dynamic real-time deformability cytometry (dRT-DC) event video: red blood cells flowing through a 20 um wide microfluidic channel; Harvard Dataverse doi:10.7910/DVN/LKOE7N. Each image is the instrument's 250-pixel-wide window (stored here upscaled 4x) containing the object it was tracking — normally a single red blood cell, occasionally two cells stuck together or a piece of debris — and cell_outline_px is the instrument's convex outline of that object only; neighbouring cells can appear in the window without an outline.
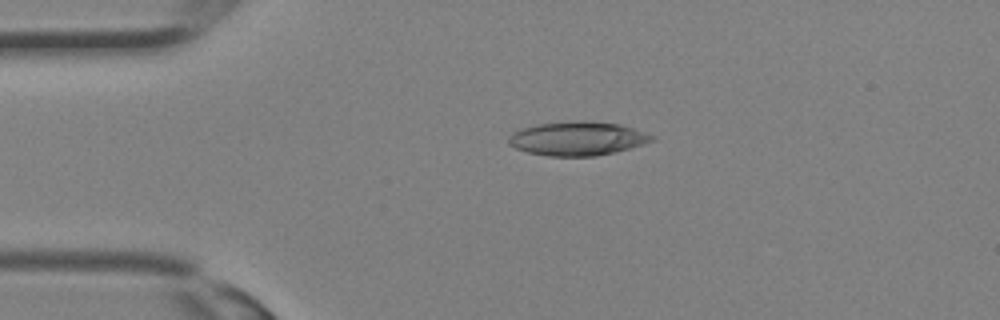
{"species": "Egyptian fruit bat (a non-hibernating species)", "species_latin": "Rousettus aegyptiacus", "temperature_condition": "room temperature", "stored_images_in_passage": 8, "camera_frame_rate_fps": 3000, "um_per_image_px": 0.085, "animal": {"sex": "female"}, "frame": {"image": 1, "passage_image": 1, "time_ms": 0.0, "image_size_px": [1000, 320], "cell_outline_px": [[656, 140], [644, 144], [616, 152], [596, 156], [548, 156], [528, 152], [516, 148], [508, 144], [508, 136], [512, 132], [520, 128], [536, 124], [572, 120], [584, 120], [620, 124], [656, 136]], "centroid_in_image_um": [49.08, 11.76], "position_along_channel_um": 35.9, "area_um2": 28.67}}
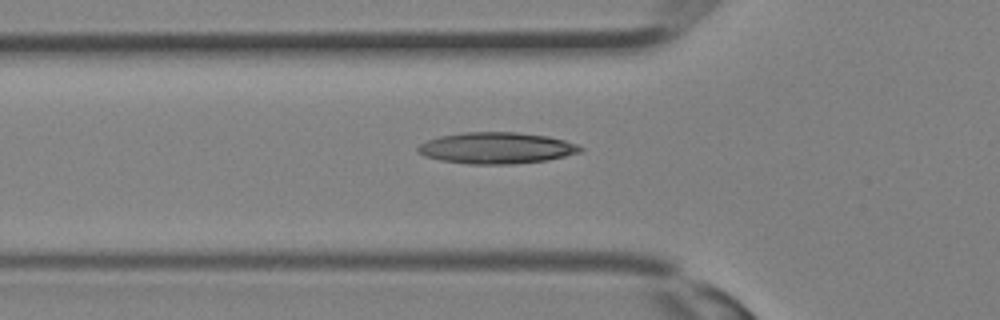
{"frame": {"image": 2, "passage_image": 5, "time_ms": 1.333, "image_size_px": [1000, 320], "cell_outline_px": [[584, 148], [580, 152], [548, 160], [512, 164], [468, 164], [440, 160], [424, 156], [416, 152], [416, 148], [420, 144], [428, 140], [440, 136], [464, 132], [516, 132], [548, 136], [580, 144]], "centroid_in_image_um": [42.2, 12.58], "position_along_channel_um": 83.6, "area_um2": 29.82}}
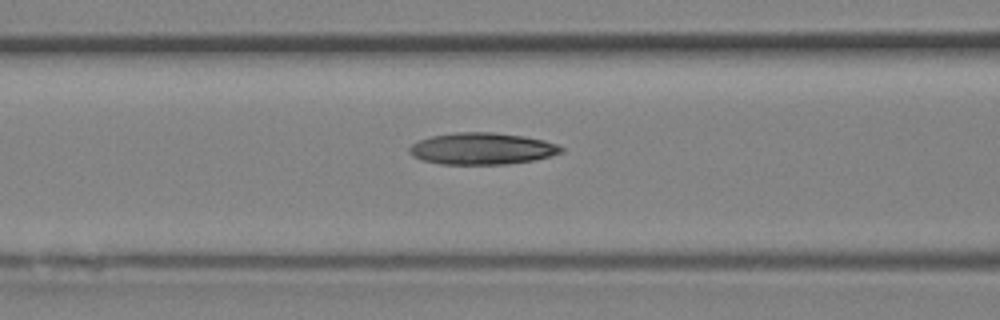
{"frame": {"image": 3, "passage_image": 7, "time_ms": 2.0, "image_size_px": [1000, 320], "cell_outline_px": [[564, 152], [552, 156], [532, 160], [508, 164], [440, 164], [424, 160], [412, 156], [408, 152], [408, 148], [412, 144], [420, 140], [432, 136], [456, 132], [492, 132], [520, 136], [544, 140], [556, 144], [564, 148]], "centroid_in_image_um": [40.97, 12.64], "position_along_channel_um": 125.6, "area_um2": 27.98}}